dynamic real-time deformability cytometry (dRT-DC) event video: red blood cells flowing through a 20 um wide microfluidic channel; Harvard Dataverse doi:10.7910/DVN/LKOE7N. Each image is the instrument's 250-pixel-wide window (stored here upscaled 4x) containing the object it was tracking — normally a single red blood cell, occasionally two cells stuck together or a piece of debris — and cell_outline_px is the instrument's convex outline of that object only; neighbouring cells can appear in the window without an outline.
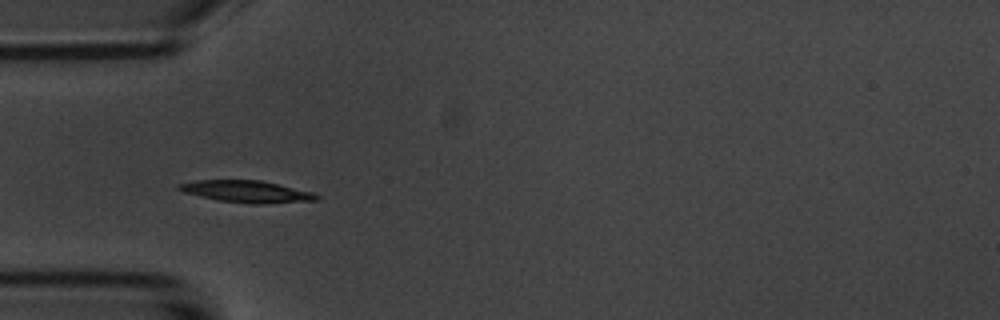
{"species": "common noctule bat (a hibernating species)", "species_latin": "Nyctalus noctula", "temperature_condition": "room temperature", "stored_images_in_passage": 6, "camera_frame_rate_fps": 3000, "um_per_image_px": 0.085, "animal": {"sex": "male", "body_mass_g": 20.1, "forearm_length_mm": 53.5}, "frame": {"image": 1, "passage_image": 5, "time_ms": 4.667, "image_size_px": [1000, 320], "cell_outline_px": [[320, 200], [264, 204], [252, 204], [220, 200], [184, 192], [176, 188], [176, 184], [196, 180], [260, 180], [312, 192], [320, 196]], "centroid_in_image_um": [20.99, 16.28], "position_along_channel_um": 64.0, "area_um2": 17.46}}
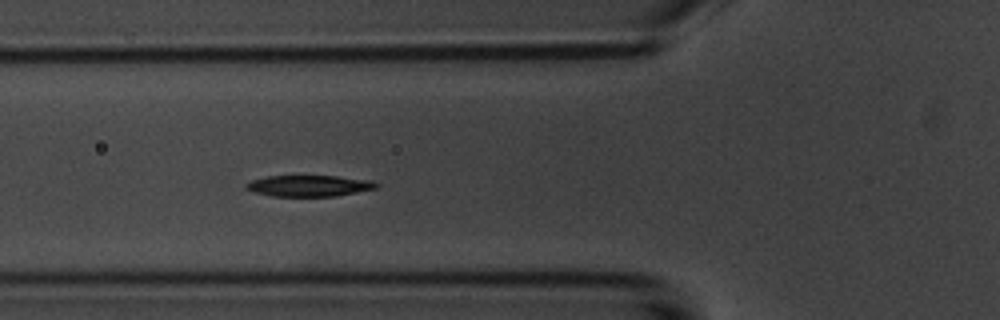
{"frame": {"image": 2, "passage_image": 6, "time_ms": 5.667, "image_size_px": [1000, 320], "cell_outline_px": [[380, 184], [376, 188], [336, 196], [272, 196], [252, 192], [244, 188], [244, 184], [252, 180], [268, 176], [336, 176], [372, 180]], "centroid_in_image_um": [26.24, 15.79], "position_along_channel_um": 99.6, "area_um2": 16.13}}